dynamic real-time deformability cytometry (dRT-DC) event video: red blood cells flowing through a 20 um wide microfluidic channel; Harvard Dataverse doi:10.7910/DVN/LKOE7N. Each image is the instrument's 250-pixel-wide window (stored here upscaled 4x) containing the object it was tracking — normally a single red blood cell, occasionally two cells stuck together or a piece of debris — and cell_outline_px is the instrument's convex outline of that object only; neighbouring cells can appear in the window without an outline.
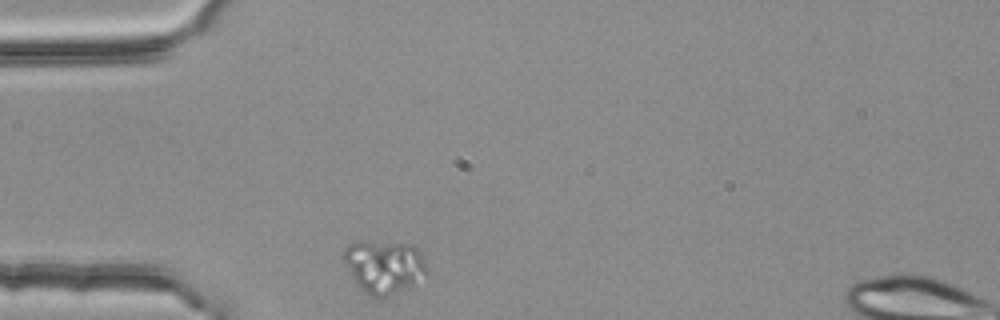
{"species": "common noctule bat (a hibernating species)", "species_latin": "Nyctalus noctula", "temperature_condition": "room temperature", "stored_images_in_passage": 4, "segment_of_instrument_passage": [2, 2], "camera_frame_rate_fps": 3000, "um_per_image_px": 0.085, "animal": {"sex": "female", "body_mass_g": 25.1}, "frame": {"image": 1, "passage_image": 4, "time_ms": 1.0, "image_size_px": [1000, 320], "cell_outline_px": [[428, 276], [412, 284], [384, 296], [372, 296], [364, 292], [356, 284], [344, 260], [344, 248], [348, 244], [364, 240], [412, 244], [420, 252], [428, 264]], "centroid_in_image_um": [32.68, 22.61], "position_along_channel_um": 52.3, "area_um2": 25.66}}